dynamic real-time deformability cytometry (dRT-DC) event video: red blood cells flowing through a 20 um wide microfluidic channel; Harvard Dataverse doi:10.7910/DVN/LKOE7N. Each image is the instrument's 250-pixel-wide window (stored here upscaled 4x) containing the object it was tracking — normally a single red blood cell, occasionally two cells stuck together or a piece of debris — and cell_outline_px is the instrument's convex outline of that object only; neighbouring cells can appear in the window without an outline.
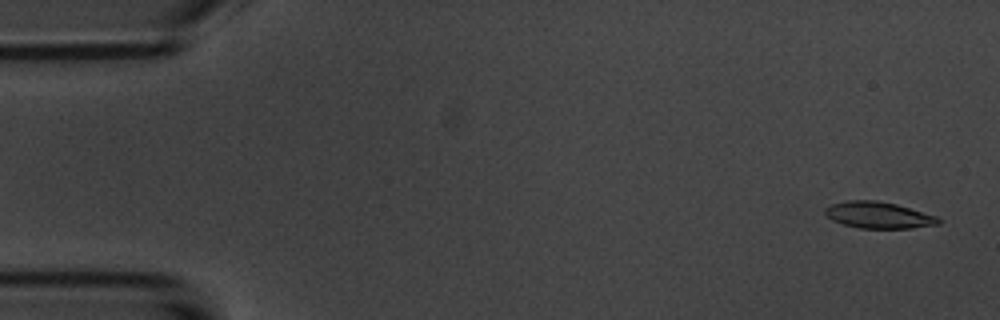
{"species": "common noctule bat (a hibernating species)", "species_latin": "Nyctalus noctula", "temperature_condition": "room temperature", "stored_images_in_passage": 54, "camera_frame_rate_fps": 3000, "um_per_image_px": 0.085, "animal": {"sex": "male", "body_mass_g": 20.1, "forearm_length_mm": 53.5}, "frame": {"image": 1, "passage_image": 2, "time_ms": 0.333, "image_size_px": [1000, 320], "cell_outline_px": [[940, 224], [912, 228], [860, 228], [844, 224], [832, 220], [824, 212], [824, 208], [832, 204], [848, 200], [876, 200], [896, 204], [936, 216], [940, 220]], "centroid_in_image_um": [74.66, 18.28], "position_along_channel_um": 10.3, "area_um2": 17.34}}
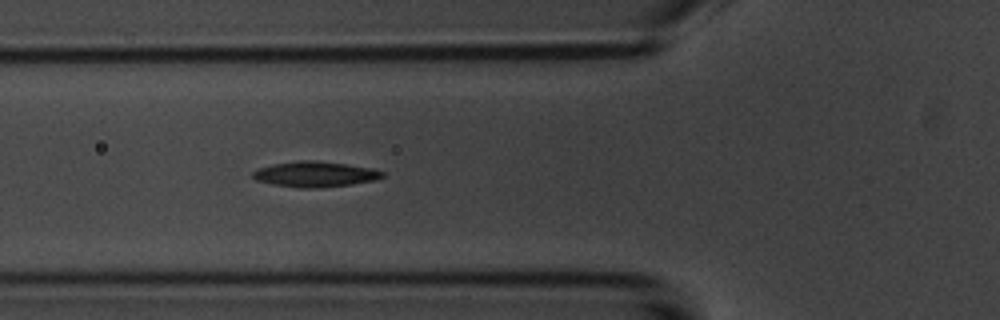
{"frame": {"image": 2, "passage_image": 19, "time_ms": 6.0, "image_size_px": [1000, 320], "cell_outline_px": [[384, 176], [376, 180], [352, 184], [320, 188], [300, 188], [272, 184], [256, 180], [252, 176], [252, 172], [256, 168], [272, 164], [304, 160], [316, 160], [372, 168], [384, 172]], "centroid_in_image_um": [26.76, 14.81], "position_along_channel_um": 99.0, "area_um2": 19.31}}
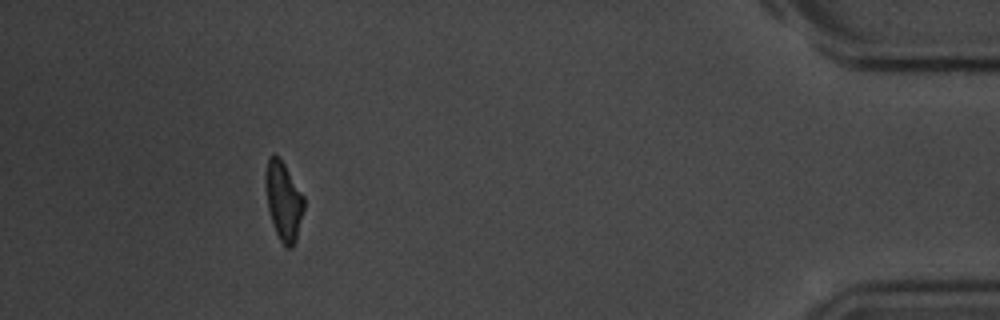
{"frame": {"image": 3, "passage_image": 49, "time_ms": 16.0, "image_size_px": [1000, 320], "cell_outline_px": [[304, 208], [296, 236], [292, 248], [288, 248], [280, 240], [276, 232], [268, 208], [264, 184], [264, 176], [268, 156], [280, 156], [304, 196]], "centroid_in_image_um": [24.08, 17.0], "position_along_channel_um": 411.1, "area_um2": 17.46}, "authors_computed_cell_mechanics": {"area_um2": 18.3226, "velocity_mm_per_s": 3.7141, "shape_relaxation_time_tau1_ms": 3.6472, "shape_relaxation_time_tau2_ms": 4.6441, "deformation_change_tau1": 0.1466, "deformation_change_tau2": 0.1007}}